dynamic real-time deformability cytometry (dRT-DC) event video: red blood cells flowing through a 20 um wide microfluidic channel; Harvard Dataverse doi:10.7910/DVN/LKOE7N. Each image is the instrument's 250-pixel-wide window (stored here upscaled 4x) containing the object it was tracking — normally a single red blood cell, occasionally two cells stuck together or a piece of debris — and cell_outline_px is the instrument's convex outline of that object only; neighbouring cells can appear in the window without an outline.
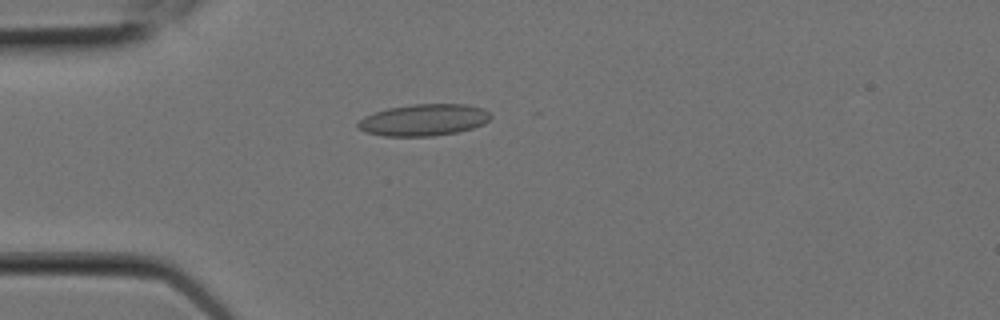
{"species": "Egyptian fruit bat (a non-hibernating species)", "species_latin": "Rousettus aegyptiacus", "temperature_condition": "room temperature", "stored_images_in_passage": 10, "camera_frame_rate_fps": 3000, "um_per_image_px": 0.085, "animal": {"sex": "female"}, "frame": {"image": 1, "passage_image": 5, "time_ms": 1.333, "image_size_px": [1000, 320], "cell_outline_px": [[492, 116], [484, 124], [472, 128], [456, 132], [432, 136], [384, 136], [364, 132], [356, 128], [356, 124], [364, 116], [388, 108], [412, 104], [464, 104], [484, 108]], "centroid_in_image_um": [36.0, 10.2], "position_along_channel_um": 49.0, "area_um2": 24.57}}
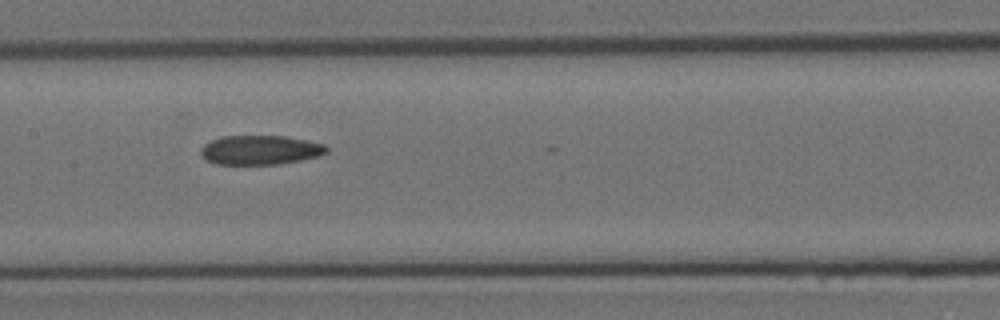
{"frame": {"image": 2, "passage_image": 9, "time_ms": 2.667, "image_size_px": [1000, 320], "cell_outline_px": [[328, 152], [320, 156], [300, 160], [276, 164], [216, 164], [208, 160], [200, 152], [200, 148], [204, 144], [220, 136], [284, 136], [324, 144], [328, 148]], "centroid_in_image_um": [22.12, 12.74], "position_along_channel_um": 185.3, "area_um2": 21.33}}
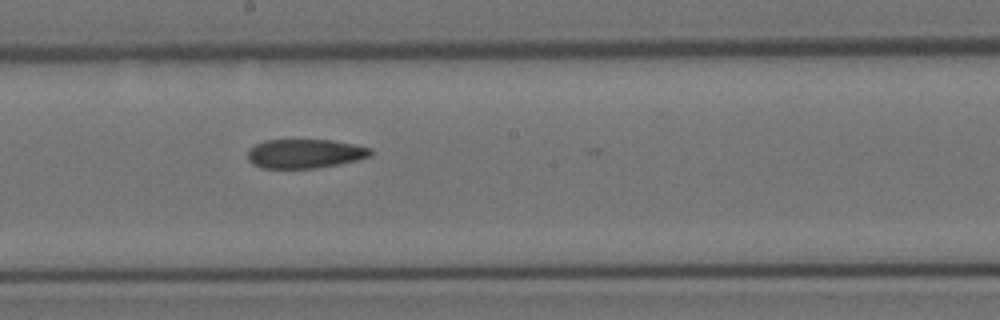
{"frame": {"image": 3, "passage_image": 10, "time_ms": 3.0, "image_size_px": [1000, 320], "cell_outline_px": [[372, 156], [356, 160], [316, 168], [260, 168], [252, 164], [248, 160], [248, 148], [264, 140], [332, 140], [372, 148]], "centroid_in_image_um": [25.89, 13.06], "position_along_channel_um": 222.3, "area_um2": 20.87}}